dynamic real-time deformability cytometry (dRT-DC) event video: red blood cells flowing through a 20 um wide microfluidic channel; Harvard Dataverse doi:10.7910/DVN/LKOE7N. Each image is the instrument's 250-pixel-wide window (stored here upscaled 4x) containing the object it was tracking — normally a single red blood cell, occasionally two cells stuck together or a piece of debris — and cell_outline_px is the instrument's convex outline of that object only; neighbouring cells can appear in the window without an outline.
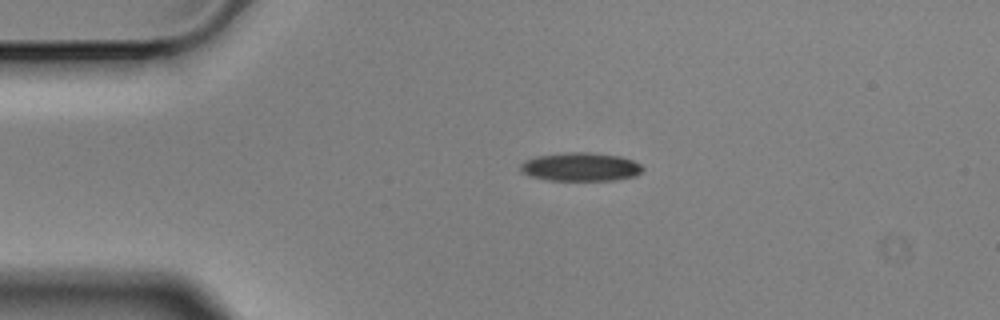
{"species": "Egyptian fruit bat (a non-hibernating species)", "species_latin": "Rousettus aegyptiacus", "temperature_condition": "cold", "stored_images_in_passage": 4, "camera_frame_rate_fps": 3000, "um_per_image_px": 0.085, "animal": {"sex": "male"}, "frame": {"image": 1, "passage_image": 3, "time_ms": 0.667, "image_size_px": [1000, 320], "cell_outline_px": [[644, 168], [636, 176], [616, 180], [548, 180], [528, 176], [520, 172], [520, 164], [524, 160], [536, 156], [568, 152], [588, 152], [620, 156], [632, 160], [640, 164]], "centroid_in_image_um": [49.32, 14.18], "position_along_channel_um": 35.7, "area_um2": 20.46}}